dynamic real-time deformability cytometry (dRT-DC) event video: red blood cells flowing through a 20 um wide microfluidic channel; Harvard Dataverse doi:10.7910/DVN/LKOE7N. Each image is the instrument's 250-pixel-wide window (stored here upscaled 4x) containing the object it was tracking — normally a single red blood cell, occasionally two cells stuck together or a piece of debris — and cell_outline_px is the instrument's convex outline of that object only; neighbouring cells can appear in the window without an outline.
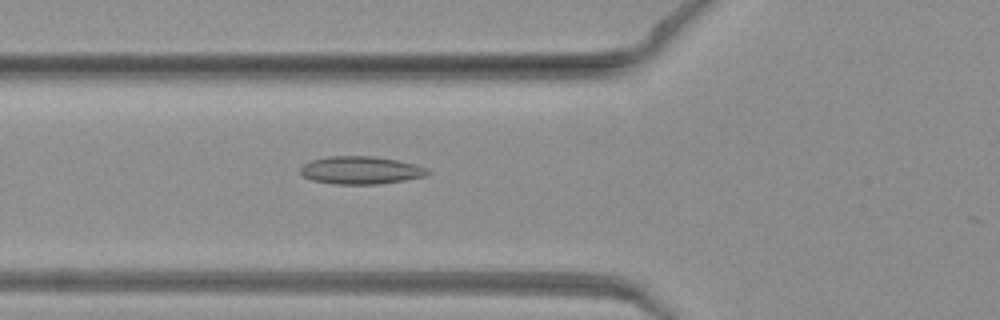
{"species": "common noctule bat (a hibernating species)", "species_latin": "Nyctalus noctula", "temperature_condition": "warm", "stored_images_in_passage": 52, "camera_frame_rate_fps": 3000, "um_per_image_px": 0.085, "animal": {"sex": "female", "body_mass_g": 19.3, "forearm_length_mm": 54.1}, "frame": {"image": 1, "passage_image": 19, "time_ms": 6.0, "image_size_px": [1000, 320], "cell_outline_px": [[432, 172], [424, 176], [404, 180], [380, 184], [332, 184], [312, 180], [304, 176], [300, 172], [300, 168], [304, 164], [312, 160], [328, 156], [372, 156], [396, 160], [416, 164], [428, 168]], "centroid_in_image_um": [30.68, 14.47], "position_along_channel_um": 95.1, "area_um2": 20.63}}
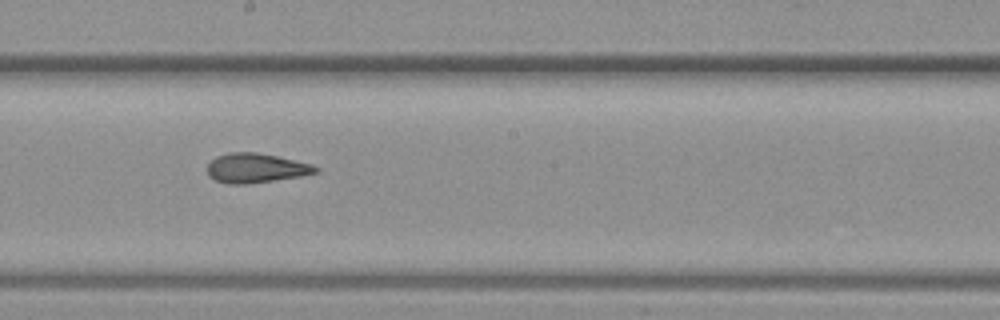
{"frame": {"image": 2, "passage_image": 29, "time_ms": 9.333, "image_size_px": [1000, 320], "cell_outline_px": [[320, 172], [300, 176], [244, 184], [228, 184], [216, 180], [208, 176], [208, 164], [216, 156], [228, 152], [256, 152], [276, 156], [312, 164], [320, 168]], "centroid_in_image_um": [21.75, 14.28], "position_along_channel_um": 226.4, "area_um2": 18.5}}
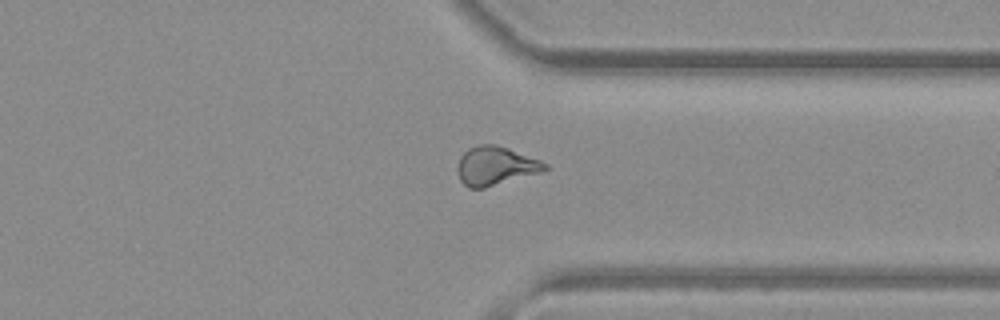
{"frame": {"image": 3, "passage_image": 40, "time_ms": 13.0, "image_size_px": [1000, 320], "cell_outline_px": [[548, 168], [540, 172], [484, 188], [468, 188], [460, 180], [456, 168], [460, 156], [468, 148], [476, 144], [496, 144], [508, 148], [540, 160], [548, 164]], "centroid_in_image_um": [42.08, 14.09], "position_along_channel_um": 369.3, "area_um2": 19.71}}